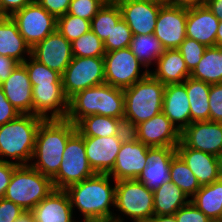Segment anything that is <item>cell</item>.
Listing matches in <instances>:
<instances>
[{
	"mask_svg": "<svg viewBox=\"0 0 222 222\" xmlns=\"http://www.w3.org/2000/svg\"><path fill=\"white\" fill-rule=\"evenodd\" d=\"M14 222H35V218L31 211H24Z\"/></svg>",
	"mask_w": 222,
	"mask_h": 222,
	"instance_id": "db71d44e",
	"label": "cell"
},
{
	"mask_svg": "<svg viewBox=\"0 0 222 222\" xmlns=\"http://www.w3.org/2000/svg\"><path fill=\"white\" fill-rule=\"evenodd\" d=\"M56 30L72 43L75 39L91 30V24L89 20L65 14L57 18Z\"/></svg>",
	"mask_w": 222,
	"mask_h": 222,
	"instance_id": "74e56055",
	"label": "cell"
},
{
	"mask_svg": "<svg viewBox=\"0 0 222 222\" xmlns=\"http://www.w3.org/2000/svg\"><path fill=\"white\" fill-rule=\"evenodd\" d=\"M190 77L208 84L222 83V48L207 47Z\"/></svg>",
	"mask_w": 222,
	"mask_h": 222,
	"instance_id": "1f68e13d",
	"label": "cell"
},
{
	"mask_svg": "<svg viewBox=\"0 0 222 222\" xmlns=\"http://www.w3.org/2000/svg\"><path fill=\"white\" fill-rule=\"evenodd\" d=\"M130 133L148 147H176L181 141V132L163 112L139 123Z\"/></svg>",
	"mask_w": 222,
	"mask_h": 222,
	"instance_id": "7c38bea8",
	"label": "cell"
},
{
	"mask_svg": "<svg viewBox=\"0 0 222 222\" xmlns=\"http://www.w3.org/2000/svg\"><path fill=\"white\" fill-rule=\"evenodd\" d=\"M83 222H114V221L107 219H94V220H83Z\"/></svg>",
	"mask_w": 222,
	"mask_h": 222,
	"instance_id": "6f0895ef",
	"label": "cell"
},
{
	"mask_svg": "<svg viewBox=\"0 0 222 222\" xmlns=\"http://www.w3.org/2000/svg\"><path fill=\"white\" fill-rule=\"evenodd\" d=\"M115 185L114 209L119 214H113L114 222H125V218H131L132 222H147L154 216L153 191L142 182L137 179L120 180Z\"/></svg>",
	"mask_w": 222,
	"mask_h": 222,
	"instance_id": "52a82bcc",
	"label": "cell"
},
{
	"mask_svg": "<svg viewBox=\"0 0 222 222\" xmlns=\"http://www.w3.org/2000/svg\"><path fill=\"white\" fill-rule=\"evenodd\" d=\"M55 189L52 178L30 165H18L12 174L4 198L31 211Z\"/></svg>",
	"mask_w": 222,
	"mask_h": 222,
	"instance_id": "8992f818",
	"label": "cell"
},
{
	"mask_svg": "<svg viewBox=\"0 0 222 222\" xmlns=\"http://www.w3.org/2000/svg\"><path fill=\"white\" fill-rule=\"evenodd\" d=\"M208 101L209 121L222 123V83L211 84Z\"/></svg>",
	"mask_w": 222,
	"mask_h": 222,
	"instance_id": "b9f144b4",
	"label": "cell"
},
{
	"mask_svg": "<svg viewBox=\"0 0 222 222\" xmlns=\"http://www.w3.org/2000/svg\"><path fill=\"white\" fill-rule=\"evenodd\" d=\"M133 34L127 23L121 19L115 28L111 31L110 36L104 42L106 52L127 48L130 45Z\"/></svg>",
	"mask_w": 222,
	"mask_h": 222,
	"instance_id": "f35d334b",
	"label": "cell"
},
{
	"mask_svg": "<svg viewBox=\"0 0 222 222\" xmlns=\"http://www.w3.org/2000/svg\"><path fill=\"white\" fill-rule=\"evenodd\" d=\"M32 0H0V16H11L14 12L23 9Z\"/></svg>",
	"mask_w": 222,
	"mask_h": 222,
	"instance_id": "c3c4849f",
	"label": "cell"
},
{
	"mask_svg": "<svg viewBox=\"0 0 222 222\" xmlns=\"http://www.w3.org/2000/svg\"><path fill=\"white\" fill-rule=\"evenodd\" d=\"M76 131V125L66 119L44 120L38 128L29 165L53 178L59 171L67 141Z\"/></svg>",
	"mask_w": 222,
	"mask_h": 222,
	"instance_id": "7a4b0ae2",
	"label": "cell"
},
{
	"mask_svg": "<svg viewBox=\"0 0 222 222\" xmlns=\"http://www.w3.org/2000/svg\"><path fill=\"white\" fill-rule=\"evenodd\" d=\"M102 2H104L105 4H114L117 3L118 0H101Z\"/></svg>",
	"mask_w": 222,
	"mask_h": 222,
	"instance_id": "680465c9",
	"label": "cell"
},
{
	"mask_svg": "<svg viewBox=\"0 0 222 222\" xmlns=\"http://www.w3.org/2000/svg\"><path fill=\"white\" fill-rule=\"evenodd\" d=\"M206 49L207 46L204 44L187 37L177 48V50L182 54V57L184 58L186 66L190 72H192L201 61Z\"/></svg>",
	"mask_w": 222,
	"mask_h": 222,
	"instance_id": "ab89813d",
	"label": "cell"
},
{
	"mask_svg": "<svg viewBox=\"0 0 222 222\" xmlns=\"http://www.w3.org/2000/svg\"><path fill=\"white\" fill-rule=\"evenodd\" d=\"M128 136H84L86 156L95 173L109 174L112 171L121 145Z\"/></svg>",
	"mask_w": 222,
	"mask_h": 222,
	"instance_id": "e0dca14e",
	"label": "cell"
},
{
	"mask_svg": "<svg viewBox=\"0 0 222 222\" xmlns=\"http://www.w3.org/2000/svg\"><path fill=\"white\" fill-rule=\"evenodd\" d=\"M190 198L174 183L165 182L153 191L154 215H174Z\"/></svg>",
	"mask_w": 222,
	"mask_h": 222,
	"instance_id": "f1b7e54d",
	"label": "cell"
},
{
	"mask_svg": "<svg viewBox=\"0 0 222 222\" xmlns=\"http://www.w3.org/2000/svg\"><path fill=\"white\" fill-rule=\"evenodd\" d=\"M44 120L34 114H19L10 122L0 125V161L29 165L37 131Z\"/></svg>",
	"mask_w": 222,
	"mask_h": 222,
	"instance_id": "3957f363",
	"label": "cell"
},
{
	"mask_svg": "<svg viewBox=\"0 0 222 222\" xmlns=\"http://www.w3.org/2000/svg\"><path fill=\"white\" fill-rule=\"evenodd\" d=\"M176 153L194 173L200 186L218 180L217 156L189 148L182 141L176 146Z\"/></svg>",
	"mask_w": 222,
	"mask_h": 222,
	"instance_id": "d4e9b609",
	"label": "cell"
},
{
	"mask_svg": "<svg viewBox=\"0 0 222 222\" xmlns=\"http://www.w3.org/2000/svg\"><path fill=\"white\" fill-rule=\"evenodd\" d=\"M216 46L222 48V20L219 21V27L216 34Z\"/></svg>",
	"mask_w": 222,
	"mask_h": 222,
	"instance_id": "11a10c76",
	"label": "cell"
},
{
	"mask_svg": "<svg viewBox=\"0 0 222 222\" xmlns=\"http://www.w3.org/2000/svg\"><path fill=\"white\" fill-rule=\"evenodd\" d=\"M181 141L189 148L219 156L222 153V123L192 122L181 132Z\"/></svg>",
	"mask_w": 222,
	"mask_h": 222,
	"instance_id": "d6986e66",
	"label": "cell"
},
{
	"mask_svg": "<svg viewBox=\"0 0 222 222\" xmlns=\"http://www.w3.org/2000/svg\"><path fill=\"white\" fill-rule=\"evenodd\" d=\"M17 166L15 163L0 161V198H4L13 171Z\"/></svg>",
	"mask_w": 222,
	"mask_h": 222,
	"instance_id": "7dc6e473",
	"label": "cell"
},
{
	"mask_svg": "<svg viewBox=\"0 0 222 222\" xmlns=\"http://www.w3.org/2000/svg\"><path fill=\"white\" fill-rule=\"evenodd\" d=\"M96 174L87 159L84 136L76 131L67 141L58 173L52 178L55 189L65 190Z\"/></svg>",
	"mask_w": 222,
	"mask_h": 222,
	"instance_id": "ba28073f",
	"label": "cell"
},
{
	"mask_svg": "<svg viewBox=\"0 0 222 222\" xmlns=\"http://www.w3.org/2000/svg\"><path fill=\"white\" fill-rule=\"evenodd\" d=\"M122 19L133 35H148L155 31L157 16L163 0H118Z\"/></svg>",
	"mask_w": 222,
	"mask_h": 222,
	"instance_id": "4fadbf2b",
	"label": "cell"
},
{
	"mask_svg": "<svg viewBox=\"0 0 222 222\" xmlns=\"http://www.w3.org/2000/svg\"><path fill=\"white\" fill-rule=\"evenodd\" d=\"M162 112L182 132L190 124V104L186 80L181 84L165 86Z\"/></svg>",
	"mask_w": 222,
	"mask_h": 222,
	"instance_id": "cb8c5ba5",
	"label": "cell"
},
{
	"mask_svg": "<svg viewBox=\"0 0 222 222\" xmlns=\"http://www.w3.org/2000/svg\"><path fill=\"white\" fill-rule=\"evenodd\" d=\"M56 19L67 14L71 0H35Z\"/></svg>",
	"mask_w": 222,
	"mask_h": 222,
	"instance_id": "f6af8a7d",
	"label": "cell"
},
{
	"mask_svg": "<svg viewBox=\"0 0 222 222\" xmlns=\"http://www.w3.org/2000/svg\"><path fill=\"white\" fill-rule=\"evenodd\" d=\"M31 212L34 215L35 222L77 221L73 216L75 211L72 209L69 196L63 189H54Z\"/></svg>",
	"mask_w": 222,
	"mask_h": 222,
	"instance_id": "603a6c76",
	"label": "cell"
},
{
	"mask_svg": "<svg viewBox=\"0 0 222 222\" xmlns=\"http://www.w3.org/2000/svg\"><path fill=\"white\" fill-rule=\"evenodd\" d=\"M121 19L122 13L117 3L105 4L90 21L91 30L105 42Z\"/></svg>",
	"mask_w": 222,
	"mask_h": 222,
	"instance_id": "e575fe53",
	"label": "cell"
},
{
	"mask_svg": "<svg viewBox=\"0 0 222 222\" xmlns=\"http://www.w3.org/2000/svg\"><path fill=\"white\" fill-rule=\"evenodd\" d=\"M7 100L20 114H33V87L25 66L18 63L0 84Z\"/></svg>",
	"mask_w": 222,
	"mask_h": 222,
	"instance_id": "44dd1931",
	"label": "cell"
},
{
	"mask_svg": "<svg viewBox=\"0 0 222 222\" xmlns=\"http://www.w3.org/2000/svg\"><path fill=\"white\" fill-rule=\"evenodd\" d=\"M103 58L105 83L113 87L125 89L149 74L129 47L106 52Z\"/></svg>",
	"mask_w": 222,
	"mask_h": 222,
	"instance_id": "9c48e42d",
	"label": "cell"
},
{
	"mask_svg": "<svg viewBox=\"0 0 222 222\" xmlns=\"http://www.w3.org/2000/svg\"><path fill=\"white\" fill-rule=\"evenodd\" d=\"M33 87V114L49 119H66L69 99L62 84H40Z\"/></svg>",
	"mask_w": 222,
	"mask_h": 222,
	"instance_id": "ac0fdd59",
	"label": "cell"
},
{
	"mask_svg": "<svg viewBox=\"0 0 222 222\" xmlns=\"http://www.w3.org/2000/svg\"><path fill=\"white\" fill-rule=\"evenodd\" d=\"M148 146L130 134L122 143L109 175L115 180L137 179L146 167Z\"/></svg>",
	"mask_w": 222,
	"mask_h": 222,
	"instance_id": "5bb4252c",
	"label": "cell"
},
{
	"mask_svg": "<svg viewBox=\"0 0 222 222\" xmlns=\"http://www.w3.org/2000/svg\"><path fill=\"white\" fill-rule=\"evenodd\" d=\"M0 56L10 57L18 63L25 62L31 56L30 46L9 16H0Z\"/></svg>",
	"mask_w": 222,
	"mask_h": 222,
	"instance_id": "484cf974",
	"label": "cell"
},
{
	"mask_svg": "<svg viewBox=\"0 0 222 222\" xmlns=\"http://www.w3.org/2000/svg\"><path fill=\"white\" fill-rule=\"evenodd\" d=\"M205 5L219 20H222V0H208Z\"/></svg>",
	"mask_w": 222,
	"mask_h": 222,
	"instance_id": "816d5d0a",
	"label": "cell"
},
{
	"mask_svg": "<svg viewBox=\"0 0 222 222\" xmlns=\"http://www.w3.org/2000/svg\"><path fill=\"white\" fill-rule=\"evenodd\" d=\"M31 56L51 70L63 74L72 61V45L55 30L31 49Z\"/></svg>",
	"mask_w": 222,
	"mask_h": 222,
	"instance_id": "2e32d148",
	"label": "cell"
},
{
	"mask_svg": "<svg viewBox=\"0 0 222 222\" xmlns=\"http://www.w3.org/2000/svg\"><path fill=\"white\" fill-rule=\"evenodd\" d=\"M170 182L176 184L190 199L201 188L196 176L176 153L170 164Z\"/></svg>",
	"mask_w": 222,
	"mask_h": 222,
	"instance_id": "836d02e7",
	"label": "cell"
},
{
	"mask_svg": "<svg viewBox=\"0 0 222 222\" xmlns=\"http://www.w3.org/2000/svg\"><path fill=\"white\" fill-rule=\"evenodd\" d=\"M187 8L164 4L158 13L155 37L165 49H177L186 36Z\"/></svg>",
	"mask_w": 222,
	"mask_h": 222,
	"instance_id": "9a60e30c",
	"label": "cell"
},
{
	"mask_svg": "<svg viewBox=\"0 0 222 222\" xmlns=\"http://www.w3.org/2000/svg\"><path fill=\"white\" fill-rule=\"evenodd\" d=\"M104 5L101 0H71L67 14L91 21Z\"/></svg>",
	"mask_w": 222,
	"mask_h": 222,
	"instance_id": "60d3db41",
	"label": "cell"
},
{
	"mask_svg": "<svg viewBox=\"0 0 222 222\" xmlns=\"http://www.w3.org/2000/svg\"><path fill=\"white\" fill-rule=\"evenodd\" d=\"M22 64L27 70L32 85L62 84L61 74L38 62L32 56Z\"/></svg>",
	"mask_w": 222,
	"mask_h": 222,
	"instance_id": "8d00e7d4",
	"label": "cell"
},
{
	"mask_svg": "<svg viewBox=\"0 0 222 222\" xmlns=\"http://www.w3.org/2000/svg\"><path fill=\"white\" fill-rule=\"evenodd\" d=\"M20 113L7 100L2 87L0 86V125L15 119Z\"/></svg>",
	"mask_w": 222,
	"mask_h": 222,
	"instance_id": "bcb514c9",
	"label": "cell"
},
{
	"mask_svg": "<svg viewBox=\"0 0 222 222\" xmlns=\"http://www.w3.org/2000/svg\"><path fill=\"white\" fill-rule=\"evenodd\" d=\"M176 147H148L146 167L137 180L155 191L165 182H170V164Z\"/></svg>",
	"mask_w": 222,
	"mask_h": 222,
	"instance_id": "ffe728a7",
	"label": "cell"
},
{
	"mask_svg": "<svg viewBox=\"0 0 222 222\" xmlns=\"http://www.w3.org/2000/svg\"><path fill=\"white\" fill-rule=\"evenodd\" d=\"M18 65L14 59L10 57L0 56V84L4 82L11 74L15 66Z\"/></svg>",
	"mask_w": 222,
	"mask_h": 222,
	"instance_id": "681fc988",
	"label": "cell"
},
{
	"mask_svg": "<svg viewBox=\"0 0 222 222\" xmlns=\"http://www.w3.org/2000/svg\"><path fill=\"white\" fill-rule=\"evenodd\" d=\"M165 86L149 73L134 85L123 89L124 123L128 131L162 112Z\"/></svg>",
	"mask_w": 222,
	"mask_h": 222,
	"instance_id": "5b68a950",
	"label": "cell"
},
{
	"mask_svg": "<svg viewBox=\"0 0 222 222\" xmlns=\"http://www.w3.org/2000/svg\"><path fill=\"white\" fill-rule=\"evenodd\" d=\"M219 21L206 5L188 8L186 36L207 47H214Z\"/></svg>",
	"mask_w": 222,
	"mask_h": 222,
	"instance_id": "7402d4cb",
	"label": "cell"
},
{
	"mask_svg": "<svg viewBox=\"0 0 222 222\" xmlns=\"http://www.w3.org/2000/svg\"><path fill=\"white\" fill-rule=\"evenodd\" d=\"M76 130L82 136L109 137L113 135H130L124 120L102 115H90L76 124Z\"/></svg>",
	"mask_w": 222,
	"mask_h": 222,
	"instance_id": "83f0119b",
	"label": "cell"
},
{
	"mask_svg": "<svg viewBox=\"0 0 222 222\" xmlns=\"http://www.w3.org/2000/svg\"><path fill=\"white\" fill-rule=\"evenodd\" d=\"M190 201L210 220L219 222L222 218V181L201 186Z\"/></svg>",
	"mask_w": 222,
	"mask_h": 222,
	"instance_id": "f546056e",
	"label": "cell"
},
{
	"mask_svg": "<svg viewBox=\"0 0 222 222\" xmlns=\"http://www.w3.org/2000/svg\"><path fill=\"white\" fill-rule=\"evenodd\" d=\"M211 84L189 77L186 91L190 104V124L195 121H209V91Z\"/></svg>",
	"mask_w": 222,
	"mask_h": 222,
	"instance_id": "4dcf8cb0",
	"label": "cell"
},
{
	"mask_svg": "<svg viewBox=\"0 0 222 222\" xmlns=\"http://www.w3.org/2000/svg\"><path fill=\"white\" fill-rule=\"evenodd\" d=\"M71 45L74 57L103 58L106 53L104 42L92 30L75 39Z\"/></svg>",
	"mask_w": 222,
	"mask_h": 222,
	"instance_id": "d590c367",
	"label": "cell"
},
{
	"mask_svg": "<svg viewBox=\"0 0 222 222\" xmlns=\"http://www.w3.org/2000/svg\"><path fill=\"white\" fill-rule=\"evenodd\" d=\"M90 115H102L124 120L123 89L109 84L84 89L69 99L66 120L77 124Z\"/></svg>",
	"mask_w": 222,
	"mask_h": 222,
	"instance_id": "277c9868",
	"label": "cell"
},
{
	"mask_svg": "<svg viewBox=\"0 0 222 222\" xmlns=\"http://www.w3.org/2000/svg\"><path fill=\"white\" fill-rule=\"evenodd\" d=\"M147 222H177L174 215H154Z\"/></svg>",
	"mask_w": 222,
	"mask_h": 222,
	"instance_id": "f5cc1de1",
	"label": "cell"
},
{
	"mask_svg": "<svg viewBox=\"0 0 222 222\" xmlns=\"http://www.w3.org/2000/svg\"><path fill=\"white\" fill-rule=\"evenodd\" d=\"M149 73L162 84H181L190 77L182 54L177 49H165L159 57L156 68Z\"/></svg>",
	"mask_w": 222,
	"mask_h": 222,
	"instance_id": "4316f807",
	"label": "cell"
},
{
	"mask_svg": "<svg viewBox=\"0 0 222 222\" xmlns=\"http://www.w3.org/2000/svg\"><path fill=\"white\" fill-rule=\"evenodd\" d=\"M129 48L148 71H150L149 66L155 65L165 51V48L155 37L154 33L133 35Z\"/></svg>",
	"mask_w": 222,
	"mask_h": 222,
	"instance_id": "d6a6232c",
	"label": "cell"
},
{
	"mask_svg": "<svg viewBox=\"0 0 222 222\" xmlns=\"http://www.w3.org/2000/svg\"><path fill=\"white\" fill-rule=\"evenodd\" d=\"M115 182L109 174L96 173L81 182L68 186L65 191L69 196L73 211L78 210L83 220H113L115 209L111 207H115Z\"/></svg>",
	"mask_w": 222,
	"mask_h": 222,
	"instance_id": "6da1fadb",
	"label": "cell"
},
{
	"mask_svg": "<svg viewBox=\"0 0 222 222\" xmlns=\"http://www.w3.org/2000/svg\"><path fill=\"white\" fill-rule=\"evenodd\" d=\"M104 83V58L73 57L62 74L63 91L68 99L84 89Z\"/></svg>",
	"mask_w": 222,
	"mask_h": 222,
	"instance_id": "30bf717a",
	"label": "cell"
},
{
	"mask_svg": "<svg viewBox=\"0 0 222 222\" xmlns=\"http://www.w3.org/2000/svg\"><path fill=\"white\" fill-rule=\"evenodd\" d=\"M24 211L12 201L0 198V222H14Z\"/></svg>",
	"mask_w": 222,
	"mask_h": 222,
	"instance_id": "ee69618b",
	"label": "cell"
},
{
	"mask_svg": "<svg viewBox=\"0 0 222 222\" xmlns=\"http://www.w3.org/2000/svg\"><path fill=\"white\" fill-rule=\"evenodd\" d=\"M218 180L222 181V153L217 156Z\"/></svg>",
	"mask_w": 222,
	"mask_h": 222,
	"instance_id": "9f6ffc18",
	"label": "cell"
},
{
	"mask_svg": "<svg viewBox=\"0 0 222 222\" xmlns=\"http://www.w3.org/2000/svg\"><path fill=\"white\" fill-rule=\"evenodd\" d=\"M10 17L17 24L19 33L31 49L53 33L57 27V19L35 0Z\"/></svg>",
	"mask_w": 222,
	"mask_h": 222,
	"instance_id": "8fae6325",
	"label": "cell"
},
{
	"mask_svg": "<svg viewBox=\"0 0 222 222\" xmlns=\"http://www.w3.org/2000/svg\"><path fill=\"white\" fill-rule=\"evenodd\" d=\"M163 2L166 5L174 7H183L187 9L205 5L203 0H163Z\"/></svg>",
	"mask_w": 222,
	"mask_h": 222,
	"instance_id": "f907efd6",
	"label": "cell"
},
{
	"mask_svg": "<svg viewBox=\"0 0 222 222\" xmlns=\"http://www.w3.org/2000/svg\"><path fill=\"white\" fill-rule=\"evenodd\" d=\"M177 222H212L191 201L174 214Z\"/></svg>",
	"mask_w": 222,
	"mask_h": 222,
	"instance_id": "7bdbcfd3",
	"label": "cell"
}]
</instances>
